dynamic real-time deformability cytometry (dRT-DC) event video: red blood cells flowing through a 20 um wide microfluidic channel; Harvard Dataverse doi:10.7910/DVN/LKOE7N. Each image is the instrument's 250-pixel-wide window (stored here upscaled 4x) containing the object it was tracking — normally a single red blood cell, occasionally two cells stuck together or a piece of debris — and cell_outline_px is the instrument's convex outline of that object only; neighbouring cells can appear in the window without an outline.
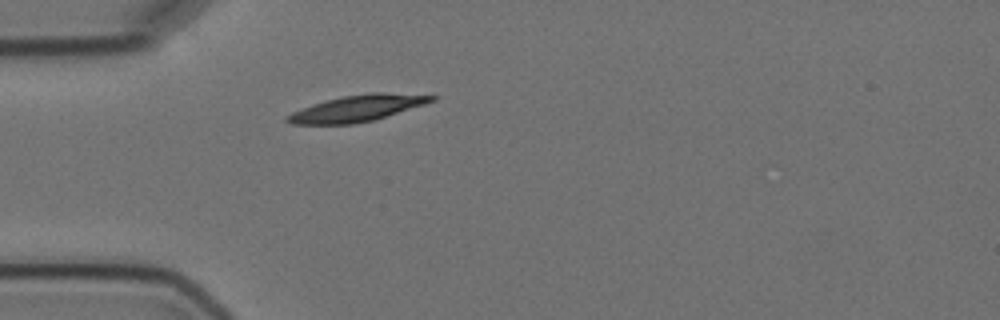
{"species": "Egyptian fruit bat (a non-hibernating species)", "species_latin": "Rousettus aegyptiacus", "temperature_condition": "cold", "stored_images_in_passage": 1, "camera_frame_rate_fps": 3000, "um_per_image_px": 0.085, "animal": {"sex": "female"}, "frame": {"image": 1, "passage_image": 1, "time_ms": 0.0, "image_size_px": [1000, 320], "cell_outline_px": [[440, 96], [436, 100], [376, 120], [352, 124], [292, 124], [284, 120], [284, 116], [292, 112], [312, 104], [344, 96], [372, 92], [384, 92]], "centroid_in_image_um": [30.38, 9.21], "position_along_channel_um": 54.6, "area_um2": 22.14}}